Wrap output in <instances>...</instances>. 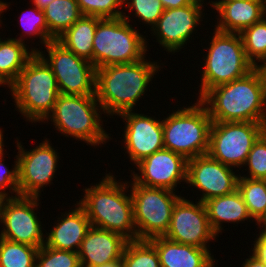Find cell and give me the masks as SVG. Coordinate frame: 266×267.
I'll return each mask as SVG.
<instances>
[{"label":"cell","instance_id":"10","mask_svg":"<svg viewBox=\"0 0 266 267\" xmlns=\"http://www.w3.org/2000/svg\"><path fill=\"white\" fill-rule=\"evenodd\" d=\"M266 123L212 122L208 155L229 167L245 166L253 144L265 132Z\"/></svg>","mask_w":266,"mask_h":267},{"label":"cell","instance_id":"17","mask_svg":"<svg viewBox=\"0 0 266 267\" xmlns=\"http://www.w3.org/2000/svg\"><path fill=\"white\" fill-rule=\"evenodd\" d=\"M187 161L184 156L163 148L137 163L141 175L133 171L132 179L146 187L175 191L177 184L187 181Z\"/></svg>","mask_w":266,"mask_h":267},{"label":"cell","instance_id":"34","mask_svg":"<svg viewBox=\"0 0 266 267\" xmlns=\"http://www.w3.org/2000/svg\"><path fill=\"white\" fill-rule=\"evenodd\" d=\"M246 165L248 166L249 175H240V177L266 180V132L253 144L248 154Z\"/></svg>","mask_w":266,"mask_h":267},{"label":"cell","instance_id":"42","mask_svg":"<svg viewBox=\"0 0 266 267\" xmlns=\"http://www.w3.org/2000/svg\"><path fill=\"white\" fill-rule=\"evenodd\" d=\"M94 267H123V263L122 260H118L113 263H107L101 266H94Z\"/></svg>","mask_w":266,"mask_h":267},{"label":"cell","instance_id":"25","mask_svg":"<svg viewBox=\"0 0 266 267\" xmlns=\"http://www.w3.org/2000/svg\"><path fill=\"white\" fill-rule=\"evenodd\" d=\"M100 19L82 15L57 41L67 50L93 64V39Z\"/></svg>","mask_w":266,"mask_h":267},{"label":"cell","instance_id":"39","mask_svg":"<svg viewBox=\"0 0 266 267\" xmlns=\"http://www.w3.org/2000/svg\"><path fill=\"white\" fill-rule=\"evenodd\" d=\"M249 255V258L245 259V263L242 264V267H266V262L260 260L253 253Z\"/></svg>","mask_w":266,"mask_h":267},{"label":"cell","instance_id":"33","mask_svg":"<svg viewBox=\"0 0 266 267\" xmlns=\"http://www.w3.org/2000/svg\"><path fill=\"white\" fill-rule=\"evenodd\" d=\"M27 12L22 11L23 14L20 15L22 31L31 37L33 35L38 36L40 38V43L45 46L52 40L49 38L48 25L46 23L44 11L34 5V8Z\"/></svg>","mask_w":266,"mask_h":267},{"label":"cell","instance_id":"13","mask_svg":"<svg viewBox=\"0 0 266 267\" xmlns=\"http://www.w3.org/2000/svg\"><path fill=\"white\" fill-rule=\"evenodd\" d=\"M17 143L18 191L20 196L40 197L41 188L52 183L59 156L48 139L30 151Z\"/></svg>","mask_w":266,"mask_h":267},{"label":"cell","instance_id":"3","mask_svg":"<svg viewBox=\"0 0 266 267\" xmlns=\"http://www.w3.org/2000/svg\"><path fill=\"white\" fill-rule=\"evenodd\" d=\"M108 173L96 185L83 189L77 203L85 210L91 226L118 233L128 241L137 240L131 194L126 195L130 182L116 181Z\"/></svg>","mask_w":266,"mask_h":267},{"label":"cell","instance_id":"31","mask_svg":"<svg viewBox=\"0 0 266 267\" xmlns=\"http://www.w3.org/2000/svg\"><path fill=\"white\" fill-rule=\"evenodd\" d=\"M35 267H81L77 252L58 250L42 245L36 255Z\"/></svg>","mask_w":266,"mask_h":267},{"label":"cell","instance_id":"20","mask_svg":"<svg viewBox=\"0 0 266 267\" xmlns=\"http://www.w3.org/2000/svg\"><path fill=\"white\" fill-rule=\"evenodd\" d=\"M71 211L61 215L51 228L50 233H46L45 245L58 250H69L77 252L81 243L91 228L85 210L77 203ZM64 216V217H63Z\"/></svg>","mask_w":266,"mask_h":267},{"label":"cell","instance_id":"29","mask_svg":"<svg viewBox=\"0 0 266 267\" xmlns=\"http://www.w3.org/2000/svg\"><path fill=\"white\" fill-rule=\"evenodd\" d=\"M121 260L123 267H161L156 248L148 240L128 241Z\"/></svg>","mask_w":266,"mask_h":267},{"label":"cell","instance_id":"49","mask_svg":"<svg viewBox=\"0 0 266 267\" xmlns=\"http://www.w3.org/2000/svg\"><path fill=\"white\" fill-rule=\"evenodd\" d=\"M262 3L264 4L265 8H266V0H261Z\"/></svg>","mask_w":266,"mask_h":267},{"label":"cell","instance_id":"38","mask_svg":"<svg viewBox=\"0 0 266 267\" xmlns=\"http://www.w3.org/2000/svg\"><path fill=\"white\" fill-rule=\"evenodd\" d=\"M164 9L180 8L189 5L193 0H160Z\"/></svg>","mask_w":266,"mask_h":267},{"label":"cell","instance_id":"40","mask_svg":"<svg viewBox=\"0 0 266 267\" xmlns=\"http://www.w3.org/2000/svg\"><path fill=\"white\" fill-rule=\"evenodd\" d=\"M260 65H257L255 68L260 73V76L262 78L263 87H264V96L266 100V60L260 62Z\"/></svg>","mask_w":266,"mask_h":267},{"label":"cell","instance_id":"28","mask_svg":"<svg viewBox=\"0 0 266 267\" xmlns=\"http://www.w3.org/2000/svg\"><path fill=\"white\" fill-rule=\"evenodd\" d=\"M38 249L0 237V267H35Z\"/></svg>","mask_w":266,"mask_h":267},{"label":"cell","instance_id":"45","mask_svg":"<svg viewBox=\"0 0 266 267\" xmlns=\"http://www.w3.org/2000/svg\"><path fill=\"white\" fill-rule=\"evenodd\" d=\"M231 1H244V0H218V1H211V3H226Z\"/></svg>","mask_w":266,"mask_h":267},{"label":"cell","instance_id":"11","mask_svg":"<svg viewBox=\"0 0 266 267\" xmlns=\"http://www.w3.org/2000/svg\"><path fill=\"white\" fill-rule=\"evenodd\" d=\"M45 48L47 58L43 51L36 50L51 67L61 94L95 95L96 68L90 61L67 50L57 40L48 42Z\"/></svg>","mask_w":266,"mask_h":267},{"label":"cell","instance_id":"9","mask_svg":"<svg viewBox=\"0 0 266 267\" xmlns=\"http://www.w3.org/2000/svg\"><path fill=\"white\" fill-rule=\"evenodd\" d=\"M131 185L134 223L137 240H150L165 236L169 230L173 208L181 198L174 191L165 188Z\"/></svg>","mask_w":266,"mask_h":267},{"label":"cell","instance_id":"15","mask_svg":"<svg viewBox=\"0 0 266 267\" xmlns=\"http://www.w3.org/2000/svg\"><path fill=\"white\" fill-rule=\"evenodd\" d=\"M232 167L211 158L208 154L191 158L187 161L186 184L202 191L199 201L228 195L238 189L240 174H235Z\"/></svg>","mask_w":266,"mask_h":267},{"label":"cell","instance_id":"37","mask_svg":"<svg viewBox=\"0 0 266 267\" xmlns=\"http://www.w3.org/2000/svg\"><path fill=\"white\" fill-rule=\"evenodd\" d=\"M259 228L261 229L257 234L259 237L254 241V247L251 249L255 256L266 262V225H259Z\"/></svg>","mask_w":266,"mask_h":267},{"label":"cell","instance_id":"36","mask_svg":"<svg viewBox=\"0 0 266 267\" xmlns=\"http://www.w3.org/2000/svg\"><path fill=\"white\" fill-rule=\"evenodd\" d=\"M4 152H0V193L4 197H10V194L6 192V189L8 190L10 188L11 191L15 193V197L20 196L18 191V158L15 157L16 160L14 161L15 164L13 166L12 170H9L6 165L2 162H4Z\"/></svg>","mask_w":266,"mask_h":267},{"label":"cell","instance_id":"14","mask_svg":"<svg viewBox=\"0 0 266 267\" xmlns=\"http://www.w3.org/2000/svg\"><path fill=\"white\" fill-rule=\"evenodd\" d=\"M165 237L181 244L209 249L207 243L216 240L217 235L210 226L205 204L201 201L194 204L181 197L173 208Z\"/></svg>","mask_w":266,"mask_h":267},{"label":"cell","instance_id":"47","mask_svg":"<svg viewBox=\"0 0 266 267\" xmlns=\"http://www.w3.org/2000/svg\"><path fill=\"white\" fill-rule=\"evenodd\" d=\"M4 198L5 197L0 193V209H1V205H2Z\"/></svg>","mask_w":266,"mask_h":267},{"label":"cell","instance_id":"26","mask_svg":"<svg viewBox=\"0 0 266 267\" xmlns=\"http://www.w3.org/2000/svg\"><path fill=\"white\" fill-rule=\"evenodd\" d=\"M43 11L52 41L57 40L82 16L76 0H53Z\"/></svg>","mask_w":266,"mask_h":267},{"label":"cell","instance_id":"19","mask_svg":"<svg viewBox=\"0 0 266 267\" xmlns=\"http://www.w3.org/2000/svg\"><path fill=\"white\" fill-rule=\"evenodd\" d=\"M127 242L118 233L91 226L78 251L81 267L101 266L121 260Z\"/></svg>","mask_w":266,"mask_h":267},{"label":"cell","instance_id":"21","mask_svg":"<svg viewBox=\"0 0 266 267\" xmlns=\"http://www.w3.org/2000/svg\"><path fill=\"white\" fill-rule=\"evenodd\" d=\"M159 256L161 267H215L209 249L181 244L165 236L148 240Z\"/></svg>","mask_w":266,"mask_h":267},{"label":"cell","instance_id":"1","mask_svg":"<svg viewBox=\"0 0 266 267\" xmlns=\"http://www.w3.org/2000/svg\"><path fill=\"white\" fill-rule=\"evenodd\" d=\"M157 63L143 58L133 63L97 68L95 96L102 111L109 116L133 111L154 75L162 68Z\"/></svg>","mask_w":266,"mask_h":267},{"label":"cell","instance_id":"7","mask_svg":"<svg viewBox=\"0 0 266 267\" xmlns=\"http://www.w3.org/2000/svg\"><path fill=\"white\" fill-rule=\"evenodd\" d=\"M214 31L204 57L198 100L210 89L241 78L255 68L246 57L240 33Z\"/></svg>","mask_w":266,"mask_h":267},{"label":"cell","instance_id":"8","mask_svg":"<svg viewBox=\"0 0 266 267\" xmlns=\"http://www.w3.org/2000/svg\"><path fill=\"white\" fill-rule=\"evenodd\" d=\"M211 123L208 109L198 99L178 109L162 120L164 148L187 160L207 154Z\"/></svg>","mask_w":266,"mask_h":267},{"label":"cell","instance_id":"24","mask_svg":"<svg viewBox=\"0 0 266 267\" xmlns=\"http://www.w3.org/2000/svg\"><path fill=\"white\" fill-rule=\"evenodd\" d=\"M21 35V38H6L0 42V78L8 88L17 80L28 60L37 53L32 47L31 51L28 50Z\"/></svg>","mask_w":266,"mask_h":267},{"label":"cell","instance_id":"23","mask_svg":"<svg viewBox=\"0 0 266 267\" xmlns=\"http://www.w3.org/2000/svg\"><path fill=\"white\" fill-rule=\"evenodd\" d=\"M210 226L214 233H222V223H239L250 219L254 220L242 198L238 189L228 195L215 197L207 200L205 203Z\"/></svg>","mask_w":266,"mask_h":267},{"label":"cell","instance_id":"4","mask_svg":"<svg viewBox=\"0 0 266 267\" xmlns=\"http://www.w3.org/2000/svg\"><path fill=\"white\" fill-rule=\"evenodd\" d=\"M9 90L18 112L32 123H45L60 94L51 67L38 53L28 60Z\"/></svg>","mask_w":266,"mask_h":267},{"label":"cell","instance_id":"30","mask_svg":"<svg viewBox=\"0 0 266 267\" xmlns=\"http://www.w3.org/2000/svg\"><path fill=\"white\" fill-rule=\"evenodd\" d=\"M240 35L246 57L255 67L259 62L266 60V16L245 28Z\"/></svg>","mask_w":266,"mask_h":267},{"label":"cell","instance_id":"41","mask_svg":"<svg viewBox=\"0 0 266 267\" xmlns=\"http://www.w3.org/2000/svg\"><path fill=\"white\" fill-rule=\"evenodd\" d=\"M53 0H32L33 5L37 6L40 10H44L48 4Z\"/></svg>","mask_w":266,"mask_h":267},{"label":"cell","instance_id":"43","mask_svg":"<svg viewBox=\"0 0 266 267\" xmlns=\"http://www.w3.org/2000/svg\"><path fill=\"white\" fill-rule=\"evenodd\" d=\"M7 8H9L7 2H2V1H0V16H1V14L4 12V10H5V11L7 10ZM0 18H2V17H0ZM0 25H1V19H0ZM2 40H3V39L0 38V42H1Z\"/></svg>","mask_w":266,"mask_h":267},{"label":"cell","instance_id":"6","mask_svg":"<svg viewBox=\"0 0 266 267\" xmlns=\"http://www.w3.org/2000/svg\"><path fill=\"white\" fill-rule=\"evenodd\" d=\"M100 109L102 110L95 95L60 93L52 113L46 120L51 118L56 130L65 136L95 147L106 143L110 138L102 127Z\"/></svg>","mask_w":266,"mask_h":267},{"label":"cell","instance_id":"12","mask_svg":"<svg viewBox=\"0 0 266 267\" xmlns=\"http://www.w3.org/2000/svg\"><path fill=\"white\" fill-rule=\"evenodd\" d=\"M39 197L8 196L0 209V222L3 224L0 237L15 243H23L40 248L45 244L42 224L35 208Z\"/></svg>","mask_w":266,"mask_h":267},{"label":"cell","instance_id":"35","mask_svg":"<svg viewBox=\"0 0 266 267\" xmlns=\"http://www.w3.org/2000/svg\"><path fill=\"white\" fill-rule=\"evenodd\" d=\"M124 6L151 29L165 10L160 0H124Z\"/></svg>","mask_w":266,"mask_h":267},{"label":"cell","instance_id":"22","mask_svg":"<svg viewBox=\"0 0 266 267\" xmlns=\"http://www.w3.org/2000/svg\"><path fill=\"white\" fill-rule=\"evenodd\" d=\"M210 5L220 17L214 30L224 33H241L266 16V8L261 0L210 3Z\"/></svg>","mask_w":266,"mask_h":267},{"label":"cell","instance_id":"18","mask_svg":"<svg viewBox=\"0 0 266 267\" xmlns=\"http://www.w3.org/2000/svg\"><path fill=\"white\" fill-rule=\"evenodd\" d=\"M118 116L126 121L124 149L134 165L164 148L162 120L132 111L123 112Z\"/></svg>","mask_w":266,"mask_h":267},{"label":"cell","instance_id":"48","mask_svg":"<svg viewBox=\"0 0 266 267\" xmlns=\"http://www.w3.org/2000/svg\"><path fill=\"white\" fill-rule=\"evenodd\" d=\"M1 85H3V86L5 85L6 86L7 84L0 78V86Z\"/></svg>","mask_w":266,"mask_h":267},{"label":"cell","instance_id":"2","mask_svg":"<svg viewBox=\"0 0 266 267\" xmlns=\"http://www.w3.org/2000/svg\"><path fill=\"white\" fill-rule=\"evenodd\" d=\"M200 101L212 122L266 123V100L256 68L245 76L210 89Z\"/></svg>","mask_w":266,"mask_h":267},{"label":"cell","instance_id":"16","mask_svg":"<svg viewBox=\"0 0 266 267\" xmlns=\"http://www.w3.org/2000/svg\"><path fill=\"white\" fill-rule=\"evenodd\" d=\"M204 0H193L189 5L165 9L151 31L163 50L177 52L187 44L194 30L197 31L203 15ZM195 28V29H194Z\"/></svg>","mask_w":266,"mask_h":267},{"label":"cell","instance_id":"5","mask_svg":"<svg viewBox=\"0 0 266 267\" xmlns=\"http://www.w3.org/2000/svg\"><path fill=\"white\" fill-rule=\"evenodd\" d=\"M129 15L123 12L119 18H103L97 22L93 39V65L101 68L109 65L128 64L145 58L146 36L129 24Z\"/></svg>","mask_w":266,"mask_h":267},{"label":"cell","instance_id":"27","mask_svg":"<svg viewBox=\"0 0 266 267\" xmlns=\"http://www.w3.org/2000/svg\"><path fill=\"white\" fill-rule=\"evenodd\" d=\"M238 191L250 216L258 224L266 216V180L239 177Z\"/></svg>","mask_w":266,"mask_h":267},{"label":"cell","instance_id":"32","mask_svg":"<svg viewBox=\"0 0 266 267\" xmlns=\"http://www.w3.org/2000/svg\"><path fill=\"white\" fill-rule=\"evenodd\" d=\"M82 15L103 18L123 16L124 0H76ZM119 9V10H118Z\"/></svg>","mask_w":266,"mask_h":267},{"label":"cell","instance_id":"44","mask_svg":"<svg viewBox=\"0 0 266 267\" xmlns=\"http://www.w3.org/2000/svg\"><path fill=\"white\" fill-rule=\"evenodd\" d=\"M3 132H2V130L0 129V152H2V151H4V148L3 147H5L4 145V141H3V134H2Z\"/></svg>","mask_w":266,"mask_h":267},{"label":"cell","instance_id":"46","mask_svg":"<svg viewBox=\"0 0 266 267\" xmlns=\"http://www.w3.org/2000/svg\"><path fill=\"white\" fill-rule=\"evenodd\" d=\"M258 225H266V216L257 224Z\"/></svg>","mask_w":266,"mask_h":267}]
</instances>
